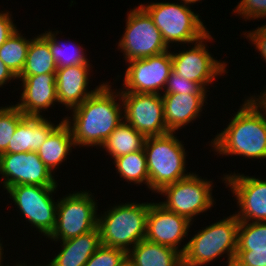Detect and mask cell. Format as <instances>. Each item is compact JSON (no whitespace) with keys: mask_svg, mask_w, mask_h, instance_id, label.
<instances>
[{"mask_svg":"<svg viewBox=\"0 0 266 266\" xmlns=\"http://www.w3.org/2000/svg\"><path fill=\"white\" fill-rule=\"evenodd\" d=\"M233 12L247 20L266 19V0H240Z\"/></svg>","mask_w":266,"mask_h":266,"instance_id":"obj_33","label":"cell"},{"mask_svg":"<svg viewBox=\"0 0 266 266\" xmlns=\"http://www.w3.org/2000/svg\"><path fill=\"white\" fill-rule=\"evenodd\" d=\"M0 175L3 189L17 185L58 187L52 171L36 152L0 155ZM4 179V180H3Z\"/></svg>","mask_w":266,"mask_h":266,"instance_id":"obj_14","label":"cell"},{"mask_svg":"<svg viewBox=\"0 0 266 266\" xmlns=\"http://www.w3.org/2000/svg\"><path fill=\"white\" fill-rule=\"evenodd\" d=\"M61 119L59 125L49 134L37 150L39 158L54 173L63 161H67L72 147H75L69 126Z\"/></svg>","mask_w":266,"mask_h":266,"instance_id":"obj_23","label":"cell"},{"mask_svg":"<svg viewBox=\"0 0 266 266\" xmlns=\"http://www.w3.org/2000/svg\"><path fill=\"white\" fill-rule=\"evenodd\" d=\"M222 181L231 189L239 208V222H266V180L240 173L223 174Z\"/></svg>","mask_w":266,"mask_h":266,"instance_id":"obj_15","label":"cell"},{"mask_svg":"<svg viewBox=\"0 0 266 266\" xmlns=\"http://www.w3.org/2000/svg\"><path fill=\"white\" fill-rule=\"evenodd\" d=\"M233 266H266V250L236 251Z\"/></svg>","mask_w":266,"mask_h":266,"instance_id":"obj_34","label":"cell"},{"mask_svg":"<svg viewBox=\"0 0 266 266\" xmlns=\"http://www.w3.org/2000/svg\"><path fill=\"white\" fill-rule=\"evenodd\" d=\"M2 261H3V259L0 258V266H4V265L2 264ZM5 266H7V265H5Z\"/></svg>","mask_w":266,"mask_h":266,"instance_id":"obj_43","label":"cell"},{"mask_svg":"<svg viewBox=\"0 0 266 266\" xmlns=\"http://www.w3.org/2000/svg\"><path fill=\"white\" fill-rule=\"evenodd\" d=\"M202 2V0H181V3L188 5V6H193L192 4Z\"/></svg>","mask_w":266,"mask_h":266,"instance_id":"obj_39","label":"cell"},{"mask_svg":"<svg viewBox=\"0 0 266 266\" xmlns=\"http://www.w3.org/2000/svg\"><path fill=\"white\" fill-rule=\"evenodd\" d=\"M264 91L260 92V96L254 95L253 98L265 109L266 111V88H264Z\"/></svg>","mask_w":266,"mask_h":266,"instance_id":"obj_38","label":"cell"},{"mask_svg":"<svg viewBox=\"0 0 266 266\" xmlns=\"http://www.w3.org/2000/svg\"><path fill=\"white\" fill-rule=\"evenodd\" d=\"M57 189L39 185H17L7 188L6 192L25 220L41 232L42 236L48 237L56 223L58 200L55 202L52 197Z\"/></svg>","mask_w":266,"mask_h":266,"instance_id":"obj_10","label":"cell"},{"mask_svg":"<svg viewBox=\"0 0 266 266\" xmlns=\"http://www.w3.org/2000/svg\"><path fill=\"white\" fill-rule=\"evenodd\" d=\"M226 128L209 143L214 153L266 159V111L253 98L244 100ZM262 109V110H261Z\"/></svg>","mask_w":266,"mask_h":266,"instance_id":"obj_2","label":"cell"},{"mask_svg":"<svg viewBox=\"0 0 266 266\" xmlns=\"http://www.w3.org/2000/svg\"><path fill=\"white\" fill-rule=\"evenodd\" d=\"M61 251L42 266H84L102 245L98 227L86 234L61 241Z\"/></svg>","mask_w":266,"mask_h":266,"instance_id":"obj_21","label":"cell"},{"mask_svg":"<svg viewBox=\"0 0 266 266\" xmlns=\"http://www.w3.org/2000/svg\"><path fill=\"white\" fill-rule=\"evenodd\" d=\"M117 44L125 63L159 55L169 49L152 18L140 5L127 13L126 28Z\"/></svg>","mask_w":266,"mask_h":266,"instance_id":"obj_9","label":"cell"},{"mask_svg":"<svg viewBox=\"0 0 266 266\" xmlns=\"http://www.w3.org/2000/svg\"><path fill=\"white\" fill-rule=\"evenodd\" d=\"M146 137L123 120L100 146L114 160L131 152L142 150Z\"/></svg>","mask_w":266,"mask_h":266,"instance_id":"obj_25","label":"cell"},{"mask_svg":"<svg viewBox=\"0 0 266 266\" xmlns=\"http://www.w3.org/2000/svg\"><path fill=\"white\" fill-rule=\"evenodd\" d=\"M209 90H205L200 84L180 77L174 70L170 73L165 89L162 94H190L207 95Z\"/></svg>","mask_w":266,"mask_h":266,"instance_id":"obj_31","label":"cell"},{"mask_svg":"<svg viewBox=\"0 0 266 266\" xmlns=\"http://www.w3.org/2000/svg\"><path fill=\"white\" fill-rule=\"evenodd\" d=\"M92 65L82 64L57 68L56 88L58 104H62L68 110L82 104L90 97L104 82L100 83L93 90H89L90 69Z\"/></svg>","mask_w":266,"mask_h":266,"instance_id":"obj_18","label":"cell"},{"mask_svg":"<svg viewBox=\"0 0 266 266\" xmlns=\"http://www.w3.org/2000/svg\"><path fill=\"white\" fill-rule=\"evenodd\" d=\"M126 65L128 66L120 92L162 94L173 70L171 50L155 56L133 59L126 62Z\"/></svg>","mask_w":266,"mask_h":266,"instance_id":"obj_12","label":"cell"},{"mask_svg":"<svg viewBox=\"0 0 266 266\" xmlns=\"http://www.w3.org/2000/svg\"><path fill=\"white\" fill-rule=\"evenodd\" d=\"M167 129L176 132L193 123L200 114L208 95L162 94ZM201 112V113H200Z\"/></svg>","mask_w":266,"mask_h":266,"instance_id":"obj_19","label":"cell"},{"mask_svg":"<svg viewBox=\"0 0 266 266\" xmlns=\"http://www.w3.org/2000/svg\"><path fill=\"white\" fill-rule=\"evenodd\" d=\"M169 132L161 136L146 137L144 152L149 173V190L159 192L163 187L190 176L186 171V154L184 144ZM187 172V174L185 173Z\"/></svg>","mask_w":266,"mask_h":266,"instance_id":"obj_5","label":"cell"},{"mask_svg":"<svg viewBox=\"0 0 266 266\" xmlns=\"http://www.w3.org/2000/svg\"><path fill=\"white\" fill-rule=\"evenodd\" d=\"M117 174L125 181L149 188V173L144 149L117 157L113 162Z\"/></svg>","mask_w":266,"mask_h":266,"instance_id":"obj_26","label":"cell"},{"mask_svg":"<svg viewBox=\"0 0 266 266\" xmlns=\"http://www.w3.org/2000/svg\"><path fill=\"white\" fill-rule=\"evenodd\" d=\"M149 207L148 202H126L114 204L103 214H98L97 227L101 244L127 253L145 239Z\"/></svg>","mask_w":266,"mask_h":266,"instance_id":"obj_4","label":"cell"},{"mask_svg":"<svg viewBox=\"0 0 266 266\" xmlns=\"http://www.w3.org/2000/svg\"><path fill=\"white\" fill-rule=\"evenodd\" d=\"M126 259L124 250L101 245L84 266H120Z\"/></svg>","mask_w":266,"mask_h":266,"instance_id":"obj_32","label":"cell"},{"mask_svg":"<svg viewBox=\"0 0 266 266\" xmlns=\"http://www.w3.org/2000/svg\"><path fill=\"white\" fill-rule=\"evenodd\" d=\"M111 88L109 82H104L82 104L71 110V117L63 118L71 130L75 147L100 148L124 120L120 90Z\"/></svg>","mask_w":266,"mask_h":266,"instance_id":"obj_1","label":"cell"},{"mask_svg":"<svg viewBox=\"0 0 266 266\" xmlns=\"http://www.w3.org/2000/svg\"><path fill=\"white\" fill-rule=\"evenodd\" d=\"M120 266H133V265L128 259H126Z\"/></svg>","mask_w":266,"mask_h":266,"instance_id":"obj_40","label":"cell"},{"mask_svg":"<svg viewBox=\"0 0 266 266\" xmlns=\"http://www.w3.org/2000/svg\"><path fill=\"white\" fill-rule=\"evenodd\" d=\"M244 37L256 47V50L266 63V23L252 31L244 32Z\"/></svg>","mask_w":266,"mask_h":266,"instance_id":"obj_35","label":"cell"},{"mask_svg":"<svg viewBox=\"0 0 266 266\" xmlns=\"http://www.w3.org/2000/svg\"><path fill=\"white\" fill-rule=\"evenodd\" d=\"M17 79L22 81L23 91L20 102L15 105L25 116L43 117V111L58 104L56 74L18 76Z\"/></svg>","mask_w":266,"mask_h":266,"instance_id":"obj_17","label":"cell"},{"mask_svg":"<svg viewBox=\"0 0 266 266\" xmlns=\"http://www.w3.org/2000/svg\"><path fill=\"white\" fill-rule=\"evenodd\" d=\"M124 120L145 137L169 133L162 94L120 92Z\"/></svg>","mask_w":266,"mask_h":266,"instance_id":"obj_13","label":"cell"},{"mask_svg":"<svg viewBox=\"0 0 266 266\" xmlns=\"http://www.w3.org/2000/svg\"><path fill=\"white\" fill-rule=\"evenodd\" d=\"M17 29L1 46L0 60L18 77L25 65L30 39Z\"/></svg>","mask_w":266,"mask_h":266,"instance_id":"obj_27","label":"cell"},{"mask_svg":"<svg viewBox=\"0 0 266 266\" xmlns=\"http://www.w3.org/2000/svg\"><path fill=\"white\" fill-rule=\"evenodd\" d=\"M25 117L16 105L0 107V155L6 152L18 124Z\"/></svg>","mask_w":266,"mask_h":266,"instance_id":"obj_30","label":"cell"},{"mask_svg":"<svg viewBox=\"0 0 266 266\" xmlns=\"http://www.w3.org/2000/svg\"><path fill=\"white\" fill-rule=\"evenodd\" d=\"M213 182L202 179L198 174L179 180L163 187L159 192L166 197L159 202L165 209L187 218L190 222L200 213H206L215 204L212 195ZM193 220V221H192Z\"/></svg>","mask_w":266,"mask_h":266,"instance_id":"obj_8","label":"cell"},{"mask_svg":"<svg viewBox=\"0 0 266 266\" xmlns=\"http://www.w3.org/2000/svg\"><path fill=\"white\" fill-rule=\"evenodd\" d=\"M4 247L2 246V243H1V239H0V258H3L4 259V257H3V254H4V249H3ZM3 250V251H2Z\"/></svg>","mask_w":266,"mask_h":266,"instance_id":"obj_41","label":"cell"},{"mask_svg":"<svg viewBox=\"0 0 266 266\" xmlns=\"http://www.w3.org/2000/svg\"><path fill=\"white\" fill-rule=\"evenodd\" d=\"M191 223L187 218L165 209L161 204L150 202L145 239L180 252V245L184 238L188 237Z\"/></svg>","mask_w":266,"mask_h":266,"instance_id":"obj_16","label":"cell"},{"mask_svg":"<svg viewBox=\"0 0 266 266\" xmlns=\"http://www.w3.org/2000/svg\"><path fill=\"white\" fill-rule=\"evenodd\" d=\"M11 16L8 10L0 12V46L17 30Z\"/></svg>","mask_w":266,"mask_h":266,"instance_id":"obj_36","label":"cell"},{"mask_svg":"<svg viewBox=\"0 0 266 266\" xmlns=\"http://www.w3.org/2000/svg\"><path fill=\"white\" fill-rule=\"evenodd\" d=\"M13 80H18L17 77L9 70V68L0 60V87Z\"/></svg>","mask_w":266,"mask_h":266,"instance_id":"obj_37","label":"cell"},{"mask_svg":"<svg viewBox=\"0 0 266 266\" xmlns=\"http://www.w3.org/2000/svg\"><path fill=\"white\" fill-rule=\"evenodd\" d=\"M127 259L133 266H180L183 263L182 253L147 239L131 248Z\"/></svg>","mask_w":266,"mask_h":266,"instance_id":"obj_22","label":"cell"},{"mask_svg":"<svg viewBox=\"0 0 266 266\" xmlns=\"http://www.w3.org/2000/svg\"><path fill=\"white\" fill-rule=\"evenodd\" d=\"M239 221L234 214L220 219L193 235L180 248L183 263L187 266H206L227 255V266H233L238 240Z\"/></svg>","mask_w":266,"mask_h":266,"instance_id":"obj_3","label":"cell"},{"mask_svg":"<svg viewBox=\"0 0 266 266\" xmlns=\"http://www.w3.org/2000/svg\"><path fill=\"white\" fill-rule=\"evenodd\" d=\"M97 204L87 190L62 196L58 199L54 230L46 238L59 242L93 231L98 222Z\"/></svg>","mask_w":266,"mask_h":266,"instance_id":"obj_7","label":"cell"},{"mask_svg":"<svg viewBox=\"0 0 266 266\" xmlns=\"http://www.w3.org/2000/svg\"><path fill=\"white\" fill-rule=\"evenodd\" d=\"M140 6L152 18L168 48L172 44H192L210 32L200 19V14L181 2H150Z\"/></svg>","mask_w":266,"mask_h":266,"instance_id":"obj_6","label":"cell"},{"mask_svg":"<svg viewBox=\"0 0 266 266\" xmlns=\"http://www.w3.org/2000/svg\"><path fill=\"white\" fill-rule=\"evenodd\" d=\"M7 266H9L8 264H7ZM15 266H32V265H27V263L25 264V263H16V265ZM34 266H36V264L34 265ZM37 266H42L41 264L40 265H37Z\"/></svg>","mask_w":266,"mask_h":266,"instance_id":"obj_42","label":"cell"},{"mask_svg":"<svg viewBox=\"0 0 266 266\" xmlns=\"http://www.w3.org/2000/svg\"><path fill=\"white\" fill-rule=\"evenodd\" d=\"M46 32L50 35V52L56 62L57 68L91 64L88 58H86V52H84L83 47L75 42L59 41V37H56L59 33L58 30L54 32L49 30Z\"/></svg>","mask_w":266,"mask_h":266,"instance_id":"obj_28","label":"cell"},{"mask_svg":"<svg viewBox=\"0 0 266 266\" xmlns=\"http://www.w3.org/2000/svg\"><path fill=\"white\" fill-rule=\"evenodd\" d=\"M210 32L202 39L192 43V48L174 53L171 51L173 70L180 76L200 84L205 90L218 76H224L226 61H218L210 54L206 42H212Z\"/></svg>","mask_w":266,"mask_h":266,"instance_id":"obj_11","label":"cell"},{"mask_svg":"<svg viewBox=\"0 0 266 266\" xmlns=\"http://www.w3.org/2000/svg\"><path fill=\"white\" fill-rule=\"evenodd\" d=\"M44 32L31 39L25 65L19 76L56 74L57 65L50 52V35Z\"/></svg>","mask_w":266,"mask_h":266,"instance_id":"obj_24","label":"cell"},{"mask_svg":"<svg viewBox=\"0 0 266 266\" xmlns=\"http://www.w3.org/2000/svg\"><path fill=\"white\" fill-rule=\"evenodd\" d=\"M266 250V222H239L237 251Z\"/></svg>","mask_w":266,"mask_h":266,"instance_id":"obj_29","label":"cell"},{"mask_svg":"<svg viewBox=\"0 0 266 266\" xmlns=\"http://www.w3.org/2000/svg\"><path fill=\"white\" fill-rule=\"evenodd\" d=\"M48 118L26 116L17 126L3 154L37 152L49 134L58 126Z\"/></svg>","mask_w":266,"mask_h":266,"instance_id":"obj_20","label":"cell"}]
</instances>
